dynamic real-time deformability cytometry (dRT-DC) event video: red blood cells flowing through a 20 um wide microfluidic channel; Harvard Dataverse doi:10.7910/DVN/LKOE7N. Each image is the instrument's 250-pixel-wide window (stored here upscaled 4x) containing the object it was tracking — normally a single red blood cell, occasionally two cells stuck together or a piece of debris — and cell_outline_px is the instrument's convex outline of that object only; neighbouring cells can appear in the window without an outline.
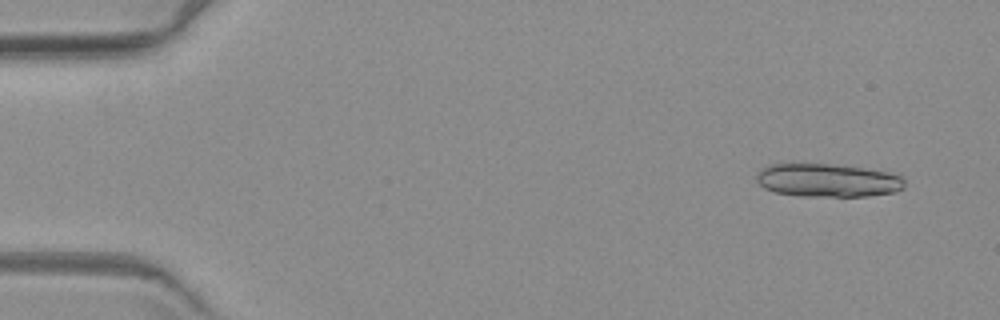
{"species": "common noctule bat (a hibernating species)", "species_latin": "Nyctalus noctula", "temperature_condition": "warm", "stored_images_in_passage": 10, "segment_of_instrument_passage": [1, 2], "camera_frame_rate_fps": 3000, "um_per_image_px": 0.085, "animal": {"sex": "female", "body_mass_g": 19.3, "forearm_length_mm": 54.1}, "frame": {"image": 1, "passage_image": 2, "time_ms": 1.0, "image_size_px": [1000, 320], "cell_outline_px": [[904, 188], [896, 192], [868, 196], [800, 196], [776, 192], [764, 188], [756, 180], [756, 172], [760, 168], [768, 164], [828, 164], [864, 168], [888, 172], [900, 176], [904, 180]], "centroid_in_image_um": [70.32, 15.33], "position_along_channel_um": 14.7, "area_um2": 28.78}}